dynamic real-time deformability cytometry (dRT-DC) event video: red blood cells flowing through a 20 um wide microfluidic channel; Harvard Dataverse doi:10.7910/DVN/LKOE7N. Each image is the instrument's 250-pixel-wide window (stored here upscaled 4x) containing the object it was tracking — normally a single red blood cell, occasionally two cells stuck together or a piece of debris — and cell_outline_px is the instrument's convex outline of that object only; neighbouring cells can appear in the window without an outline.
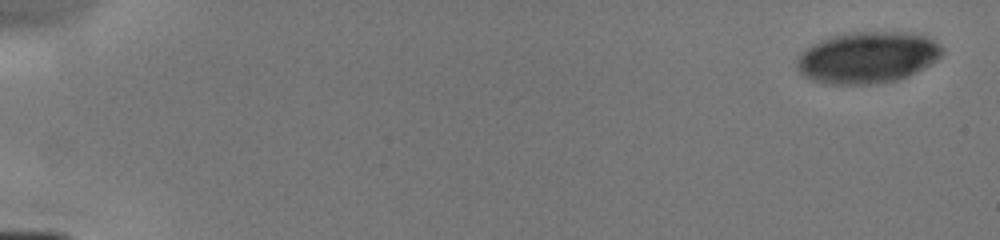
{"species": "human", "species_latin": "Homo sapiens", "temperature_condition": "cold", "stored_images_in_passage": 7, "camera_frame_rate_fps": 3000, "um_per_image_px": 0.085, "donor": {"sex": "male"}, "frame": {"image": 1, "passage_image": 1, "time_ms": 0.0, "image_size_px": [1000, 240], "cell_outline_px": [[944, 52], [936, 60], [924, 68], [908, 76], [896, 80], [868, 84], [828, 84], [812, 80], [804, 76], [796, 68], [796, 60], [812, 44], [832, 36], [852, 32], [908, 32], [928, 36], [940, 44], [944, 48]], "centroid_in_image_um": [73.77, 4.88], "position_along_channel_um": 11.2, "area_um2": 43.52}}
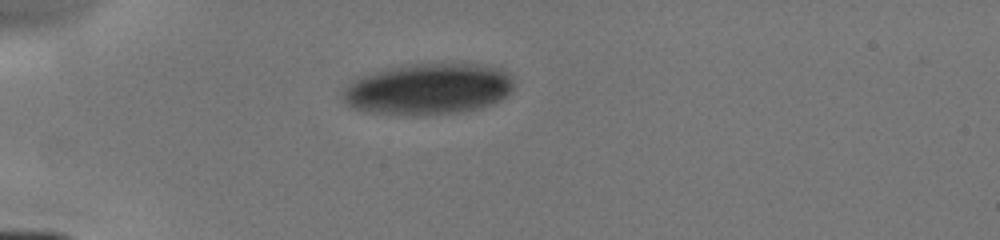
{"frame": {"image": 2, "passage_image": 5, "time_ms": 4.333, "image_size_px": [1000, 240], "cell_outline_px": [[516, 84], [512, 92], [500, 100], [492, 104], [480, 108], [456, 112], [372, 112], [352, 108], [340, 96], [348, 84], [356, 76], [388, 68], [412, 64], [484, 64], [504, 68], [512, 76]], "centroid_in_image_um": [36.48, 7.51], "position_along_channel_um": 48.5, "area_um2": 50.52}}
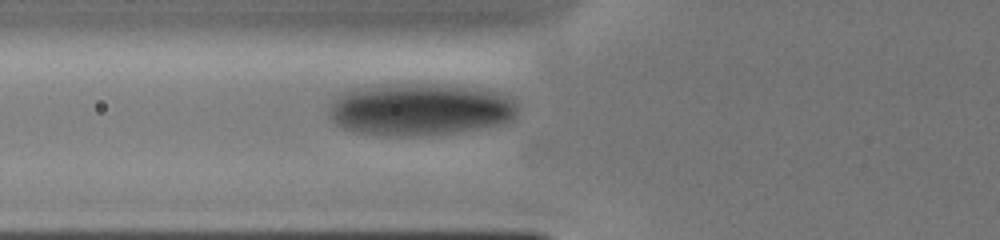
{"frame": {"image": 3, "passage_image": 7, "time_ms": 6.0, "image_size_px": [1000, 240], "cell_outline_px": [[516, 116], [512, 120], [500, 124], [480, 128], [452, 132], [360, 132], [344, 128], [336, 124], [328, 116], [328, 104], [340, 92], [352, 88], [384, 84], [448, 84], [480, 88], [496, 92], [508, 96], [516, 100]], "centroid_in_image_um": [35.69, 9.21], "position_along_channel_um": 90.1, "area_um2": 56.36}}